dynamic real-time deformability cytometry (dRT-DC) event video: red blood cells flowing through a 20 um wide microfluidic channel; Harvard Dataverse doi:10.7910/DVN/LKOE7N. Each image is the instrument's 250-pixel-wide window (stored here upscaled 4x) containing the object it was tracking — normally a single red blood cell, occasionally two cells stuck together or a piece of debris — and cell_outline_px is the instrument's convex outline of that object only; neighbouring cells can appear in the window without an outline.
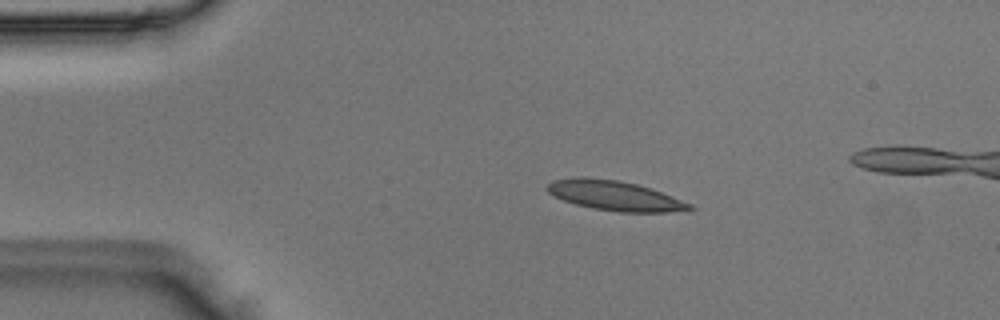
{"species": "Egyptian fruit bat (a non-hibernating species)", "species_latin": "Rousettus aegyptiacus", "temperature_condition": "room temperature", "stored_images_in_passage": 43, "camera_frame_rate_fps": 3000, "um_per_image_px": 0.085, "animal": {"sex": "male"}, "frame": {"image": 1, "passage_image": 2, "time_ms": 0.333, "image_size_px": [1000, 320], "cell_outline_px": [[696, 208], [688, 212], [620, 212], [592, 208], [576, 204], [564, 200], [548, 192], [544, 188], [552, 180], [576, 176], [584, 176], [620, 180], [636, 184], [660, 192], [692, 204]], "centroid_in_image_um": [52.26, 16.63], "position_along_channel_um": 32.7, "area_um2": 24.91}}
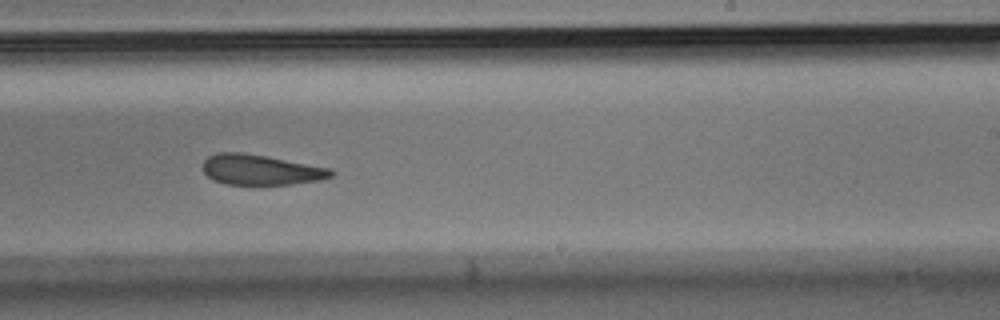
{"frame": {"image": 2, "passage_image": 23, "time_ms": 7.333, "image_size_px": [1000, 320], "cell_outline_px": [[336, 172], [332, 176], [324, 180], [292, 184], [224, 184], [212, 180], [204, 172], [204, 160], [208, 156], [216, 152], [240, 152], [264, 156], [332, 168]], "centroid_in_image_um": [22.19, 14.43], "position_along_channel_um": 266.8, "area_um2": 22.72}}
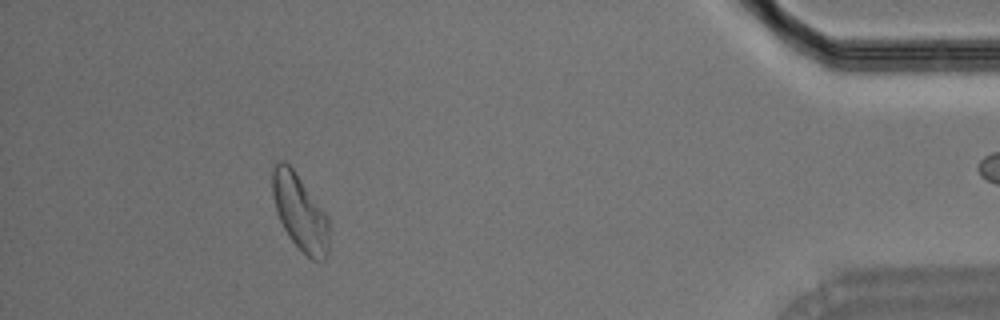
{"frame": {"image": 3, "passage_image": 38, "time_ms": 12.333, "image_size_px": [1000, 320], "cell_outline_px": [[328, 252], [324, 260], [312, 260], [288, 236], [276, 212], [272, 192], [272, 168], [276, 160], [284, 160], [292, 168], [328, 216]], "centroid_in_image_um": [25.47, 18.02], "position_along_channel_um": 409.7, "area_um2": 24.8}}